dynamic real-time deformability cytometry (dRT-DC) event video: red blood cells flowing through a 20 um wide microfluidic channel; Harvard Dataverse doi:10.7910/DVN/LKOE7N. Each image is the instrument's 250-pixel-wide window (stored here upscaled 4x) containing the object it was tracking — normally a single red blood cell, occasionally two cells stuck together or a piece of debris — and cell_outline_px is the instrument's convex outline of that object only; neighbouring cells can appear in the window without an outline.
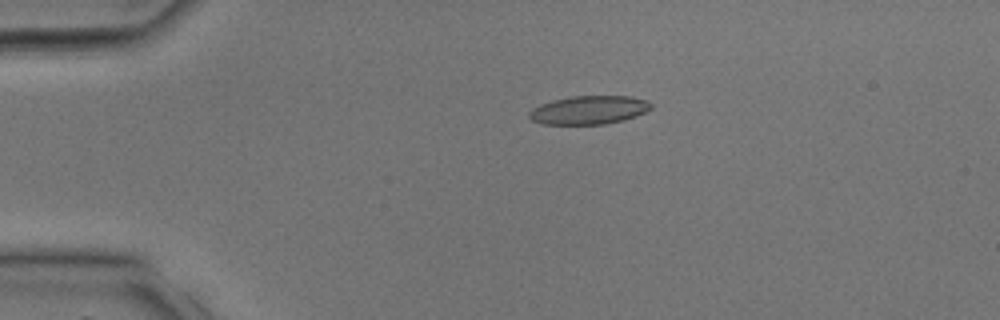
{"species": "common noctule bat (a hibernating species)", "species_latin": "Nyctalus noctula", "temperature_condition": "room temperature", "stored_images_in_passage": 35, "camera_frame_rate_fps": 3000, "um_per_image_px": 0.085, "animal": {"sex": "male", "body_mass_g": 17.9, "forearm_length_mm": 54.2}, "frame": {"image": 1, "passage_image": 8, "time_ms": 2.333, "image_size_px": [1000, 320], "cell_outline_px": [[652, 108], [636, 116], [624, 120], [604, 124], [540, 124], [532, 120], [528, 116], [528, 112], [532, 108], [540, 104], [552, 100], [572, 96], [632, 96], [648, 100], [652, 104]], "centroid_in_image_um": [50.05, 9.34], "position_along_channel_um": 34.9, "area_um2": 20.4}}
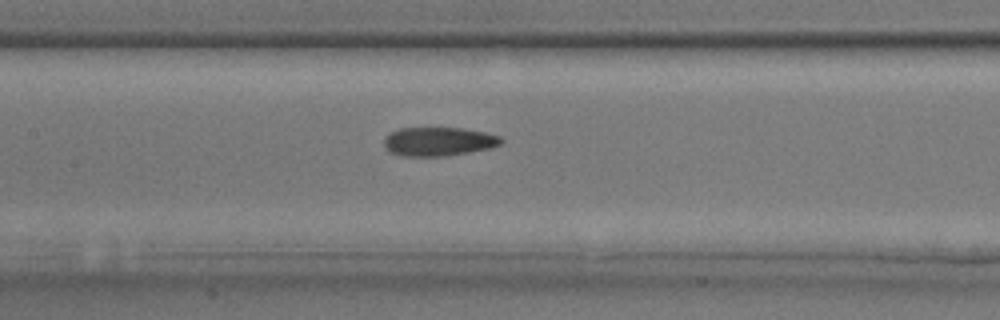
{"frame": {"image": 2, "passage_image": 17, "time_ms": 5.333, "image_size_px": [1000, 320], "cell_outline_px": [[504, 140], [500, 144], [492, 148], [444, 156], [400, 156], [392, 152], [384, 144], [384, 136], [400, 128], [464, 128], [488, 132], [500, 136]], "centroid_in_image_um": [37.32, 12.02], "position_along_channel_um": 170.1, "area_um2": 19.71}}
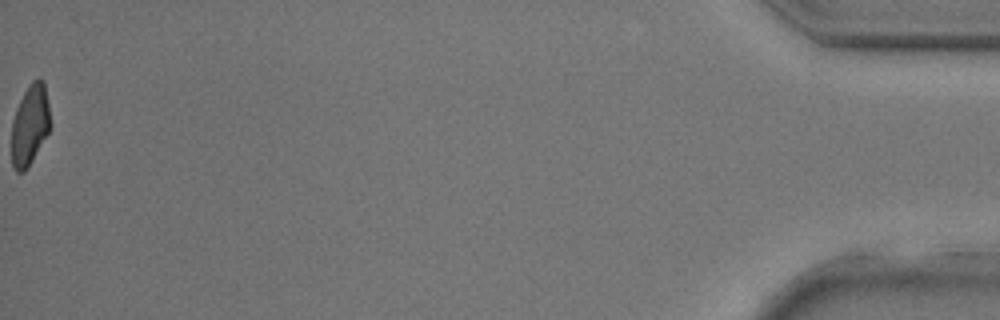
{"frame": {"image": 3, "passage_image": 35, "time_ms": 11.333, "image_size_px": [1000, 320], "cell_outline_px": [[52, 124], [48, 132], [28, 168], [24, 172], [16, 172], [12, 168], [12, 120], [16, 108], [24, 92], [32, 80], [40, 76], [44, 80]], "centroid_in_image_um": [2.55, 10.6], "position_along_channel_um": 432.6, "area_um2": 18.44}}